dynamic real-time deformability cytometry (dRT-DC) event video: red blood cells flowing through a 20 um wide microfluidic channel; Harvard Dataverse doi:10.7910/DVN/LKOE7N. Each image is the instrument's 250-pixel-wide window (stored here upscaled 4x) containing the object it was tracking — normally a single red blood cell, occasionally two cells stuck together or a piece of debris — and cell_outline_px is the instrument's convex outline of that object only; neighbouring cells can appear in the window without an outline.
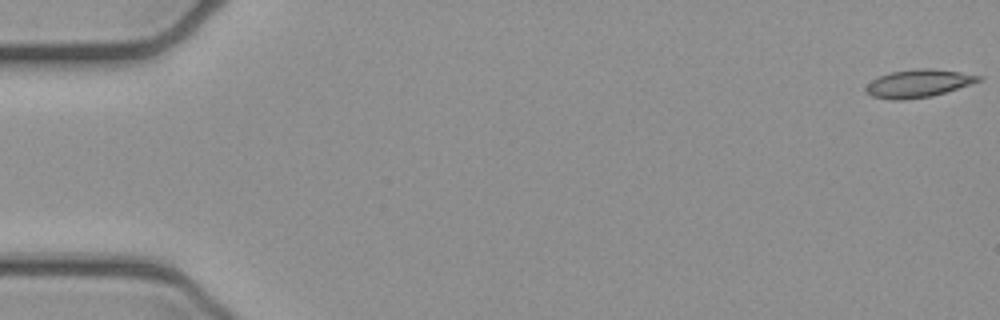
{"species": "common noctule bat (a hibernating species)", "species_latin": "Nyctalus noctula", "temperature_condition": "cold", "stored_images_in_passage": 5, "camera_frame_rate_fps": 3000, "um_per_image_px": 0.085, "animal": {"sex": "female", "body_mass_g": 21.9}, "frame": {"image": 1, "passage_image": 1, "time_ms": 0.0, "image_size_px": [1000, 320], "cell_outline_px": [[984, 80], [972, 84], [932, 96], [900, 100], [892, 100], [872, 96], [864, 92], [864, 88], [872, 80], [880, 76], [892, 72], [916, 68], [932, 68], [960, 72], [984, 76]], "centroid_in_image_um": [78.09, 7.09], "position_along_channel_um": 6.9, "area_um2": 18.38}}
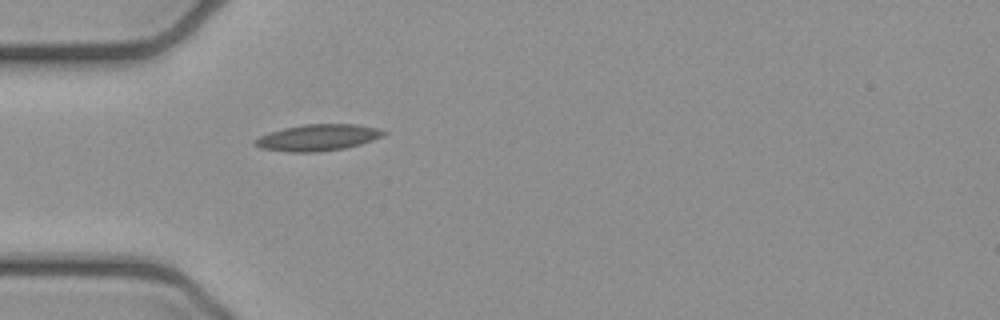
{"frame": {"image": 2, "passage_image": 5, "time_ms": 1.333, "image_size_px": [1000, 320], "cell_outline_px": [[388, 132], [384, 136], [360, 144], [344, 148], [316, 152], [288, 152], [260, 148], [252, 144], [252, 140], [268, 132], [284, 128], [304, 124], [356, 124], [380, 128]], "centroid_in_image_um": [27.0, 11.69], "position_along_channel_um": 58.0, "area_um2": 20.0}}